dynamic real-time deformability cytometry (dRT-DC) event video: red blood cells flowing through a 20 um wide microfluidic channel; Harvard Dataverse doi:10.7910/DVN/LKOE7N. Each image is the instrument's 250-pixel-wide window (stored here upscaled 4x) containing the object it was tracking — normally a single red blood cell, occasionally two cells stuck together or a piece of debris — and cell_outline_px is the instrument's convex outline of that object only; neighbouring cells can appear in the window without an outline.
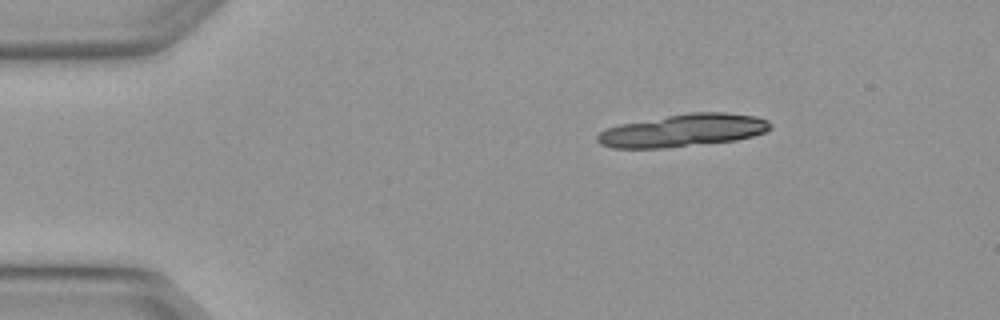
{"species": "Egyptian fruit bat (a non-hibernating species)", "species_latin": "Rousettus aegyptiacus", "temperature_condition": "warm", "stored_images_in_passage": 7, "camera_frame_rate_fps": 3000, "um_per_image_px": 0.085, "animal": {"sex": "female"}, "frame": {"image": 1, "passage_image": 1, "time_ms": 0.0, "image_size_px": [1000, 320], "cell_outline_px": [[772, 128], [764, 132], [752, 136], [736, 140], [664, 148], [612, 148], [600, 144], [596, 140], [596, 136], [600, 132], [608, 128], [620, 124], [692, 112], [724, 112], [756, 116], [768, 120], [772, 124]], "centroid_in_image_um": [58.08, 11.09], "position_along_channel_um": 26.9, "area_um2": 32.66}}
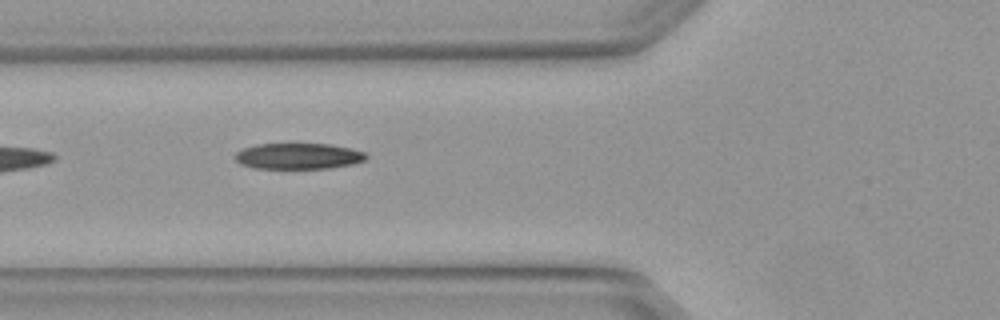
{"frame": {"image": 2, "passage_image": 4, "time_ms": 1.0, "image_size_px": [1000, 320], "cell_outline_px": [[368, 156], [364, 160], [352, 164], [332, 168], [252, 168], [240, 164], [232, 156], [236, 152], [244, 148], [256, 144], [332, 144], [352, 148], [364, 152]], "centroid_in_image_um": [25.34, 13.27], "position_along_channel_um": 100.5, "area_um2": 19.94}}